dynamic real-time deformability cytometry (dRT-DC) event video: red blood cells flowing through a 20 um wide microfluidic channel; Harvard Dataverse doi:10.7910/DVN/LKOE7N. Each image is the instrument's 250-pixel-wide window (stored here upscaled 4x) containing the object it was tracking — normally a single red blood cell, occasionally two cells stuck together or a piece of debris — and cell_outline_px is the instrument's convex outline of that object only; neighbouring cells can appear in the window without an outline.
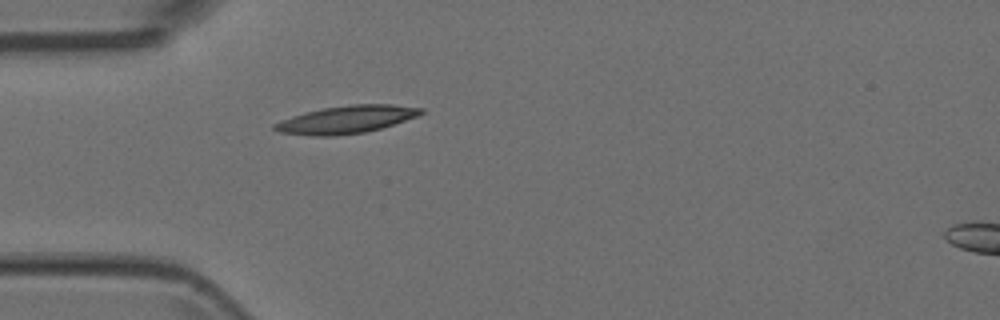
{"species": "Egyptian fruit bat (a non-hibernating species)", "species_latin": "Rousettus aegyptiacus", "temperature_condition": "room temperature", "stored_images_in_passage": 1, "camera_frame_rate_fps": 3000, "um_per_image_px": 0.085, "animal": {"sex": "female"}, "frame": {"image": 1, "passage_image": 1, "time_ms": 0.0, "image_size_px": [1000, 320], "cell_outline_px": [[424, 112], [416, 116], [380, 128], [364, 132], [336, 136], [312, 136], [280, 132], [272, 128], [272, 124], [280, 120], [304, 112], [324, 108], [352, 104], [392, 104], [424, 108]], "centroid_in_image_um": [29.4, 10.16], "position_along_channel_um": 55.6, "area_um2": 23.47}}